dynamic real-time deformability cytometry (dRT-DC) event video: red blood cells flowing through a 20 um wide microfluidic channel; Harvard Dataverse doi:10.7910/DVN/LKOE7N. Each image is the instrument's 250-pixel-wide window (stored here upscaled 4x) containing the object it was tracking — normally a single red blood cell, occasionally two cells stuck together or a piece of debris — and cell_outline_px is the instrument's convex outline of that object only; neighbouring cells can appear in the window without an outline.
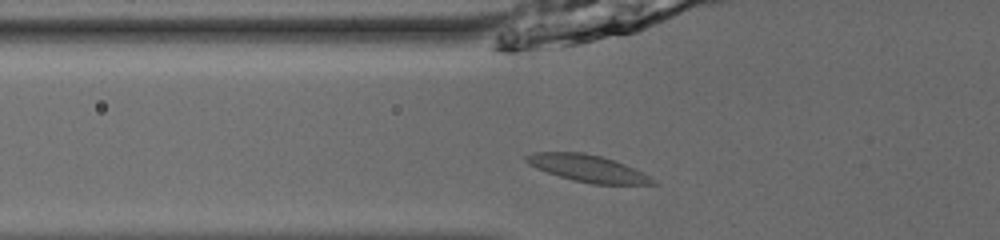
{"species": "common noctule bat (a hibernating species)", "species_latin": "Nyctalus noctula", "temperature_condition": "room temperature", "stored_images_in_passage": 36, "camera_frame_rate_fps": 3000, "um_per_image_px": 0.085, "animal": {"sex": "male", "body_mass_g": 13.0, "forearm_length_mm": 53.1}, "frame": {"image": 1, "passage_image": 3, "time_ms": 0.667, "image_size_px": [1000, 240], "cell_outline_px": [[660, 184], [592, 184], [572, 180], [536, 168], [528, 164], [524, 160], [524, 156], [532, 152], [584, 152], [600, 156], [624, 164], [656, 180]], "centroid_in_image_um": [49.9, 14.3], "position_along_channel_um": 75.9, "area_um2": 19.65}}
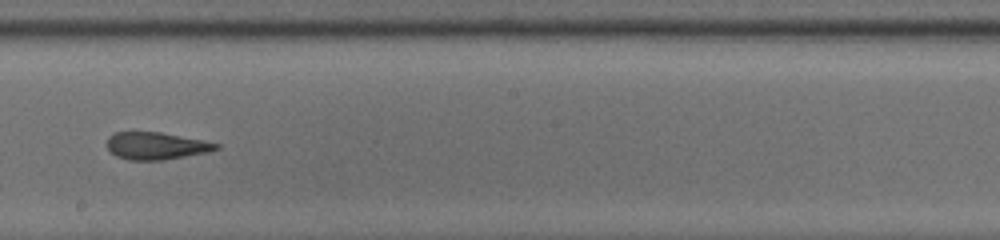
{"frame": {"image": 2, "passage_image": 15, "time_ms": 4.667, "image_size_px": [1000, 240], "cell_outline_px": [[220, 148], [208, 152], [164, 160], [128, 160], [116, 156], [104, 144], [108, 136], [116, 132], [160, 132], [204, 140], [220, 144]], "centroid_in_image_um": [13.26, 12.39], "position_along_channel_um": 234.9, "area_um2": 17.51}}
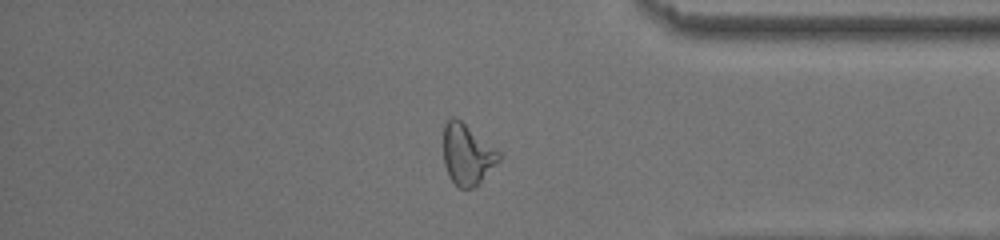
{"frame": {"image": 3, "passage_image": 28, "time_ms": 9.0, "image_size_px": [1000, 240], "cell_outline_px": [[500, 160], [472, 188], [460, 188], [448, 176], [444, 164], [444, 124], [452, 116], [456, 116], [500, 152]], "centroid_in_image_um": [39.68, 13.09], "position_along_channel_um": 395.5, "area_um2": 19.31}}